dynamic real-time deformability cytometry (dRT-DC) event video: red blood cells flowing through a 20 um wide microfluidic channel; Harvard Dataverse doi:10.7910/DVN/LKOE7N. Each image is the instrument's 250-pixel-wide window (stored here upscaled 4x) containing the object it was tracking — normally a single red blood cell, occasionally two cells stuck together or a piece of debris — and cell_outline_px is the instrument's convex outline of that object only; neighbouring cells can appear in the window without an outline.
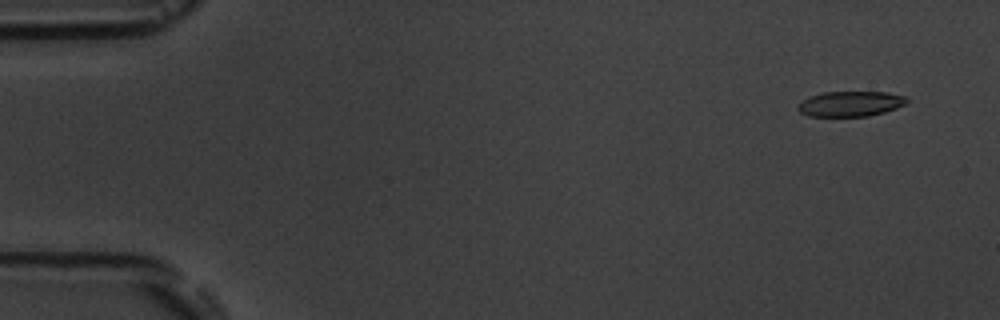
{"species": "common noctule bat (a hibernating species)", "species_latin": "Nyctalus noctula", "temperature_condition": "room temperature", "stored_images_in_passage": 4, "camera_frame_rate_fps": 3000, "um_per_image_px": 0.085, "animal": {"sex": "male", "body_mass_g": 19.5, "forearm_length_mm": 54.6}, "frame": {"image": 1, "passage_image": 1, "time_ms": 0.0, "image_size_px": [1000, 320], "cell_outline_px": [[908, 100], [904, 104], [896, 108], [884, 112], [868, 116], [808, 116], [800, 112], [796, 108], [804, 100], [812, 96], [824, 92], [888, 92], [904, 96]], "centroid_in_image_um": [72.3, 8.82], "position_along_channel_um": 12.7, "area_um2": 15.78}}